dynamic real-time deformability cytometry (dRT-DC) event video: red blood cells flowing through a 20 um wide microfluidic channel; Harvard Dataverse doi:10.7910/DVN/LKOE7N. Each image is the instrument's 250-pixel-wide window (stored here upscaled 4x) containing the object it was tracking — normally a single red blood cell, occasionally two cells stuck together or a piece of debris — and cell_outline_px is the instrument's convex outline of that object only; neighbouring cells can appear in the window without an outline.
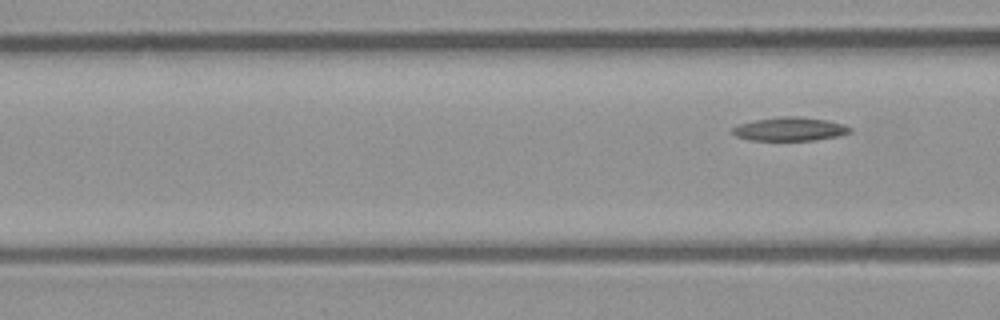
{"species": "common noctule bat (a hibernating species)", "species_latin": "Nyctalus noctula", "temperature_condition": "room temperature", "stored_images_in_passage": 6, "camera_frame_rate_fps": 3000, "um_per_image_px": 0.085, "animal": {"sex": "male", "body_mass_g": 23.1, "forearm_length_mm": 52.7}, "frame": {"image": 1, "passage_image": 6, "time_ms": 1.667, "image_size_px": [1000, 320], "cell_outline_px": [[852, 132], [840, 136], [812, 140], [748, 140], [736, 136], [732, 132], [732, 128], [736, 124], [756, 120], [780, 116], [796, 116], [828, 120], [844, 124], [852, 128]], "centroid_in_image_um": [67.15, 10.96], "position_along_channel_um": 99.5, "area_um2": 16.3}}